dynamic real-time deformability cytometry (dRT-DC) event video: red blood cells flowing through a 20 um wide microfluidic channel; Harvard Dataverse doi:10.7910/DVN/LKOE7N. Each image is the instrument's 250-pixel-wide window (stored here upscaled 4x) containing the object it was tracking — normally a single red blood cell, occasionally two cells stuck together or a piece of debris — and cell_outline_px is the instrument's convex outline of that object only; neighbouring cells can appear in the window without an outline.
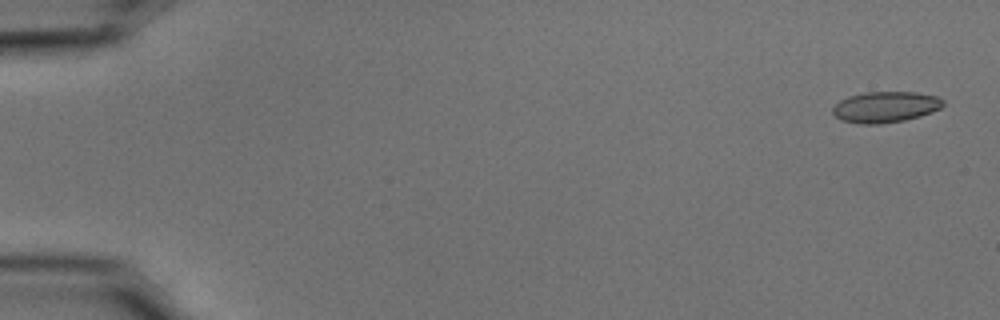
{"species": "common noctule bat (a hibernating species)", "species_latin": "Nyctalus noctula", "temperature_condition": "cold", "stored_images_in_passage": 54, "camera_frame_rate_fps": 3000, "um_per_image_px": 0.085, "animal": {"sex": "male", "body_mass_g": 15.6}, "frame": {"image": 1, "passage_image": 2, "time_ms": 0.333, "image_size_px": [1000, 320], "cell_outline_px": [[944, 104], [940, 108], [932, 112], [920, 116], [904, 120], [880, 124], [860, 124], [844, 120], [836, 116], [832, 112], [832, 108], [840, 100], [848, 96], [864, 92], [916, 92], [936, 96], [944, 100]], "centroid_in_image_um": [75.27, 9.09], "position_along_channel_um": 9.7, "area_um2": 19.88}}
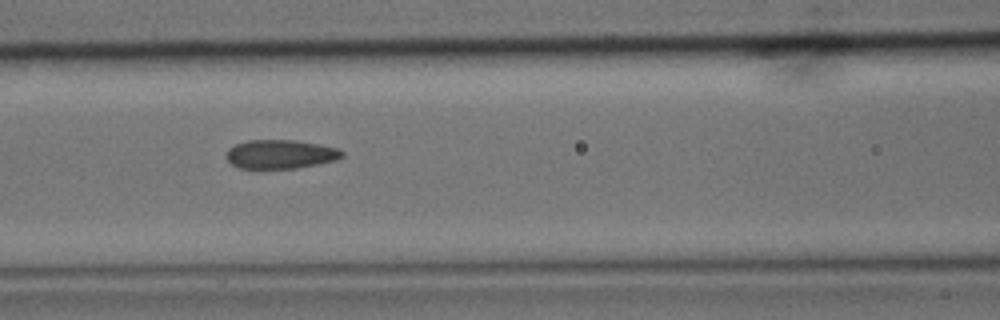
{"frame": {"image": 2, "passage_image": 24, "time_ms": 7.667, "image_size_px": [1000, 320], "cell_outline_px": [[344, 156], [336, 160], [296, 168], [240, 168], [232, 164], [224, 156], [228, 148], [236, 144], [248, 140], [296, 140], [320, 144], [336, 148], [344, 152]], "centroid_in_image_um": [23.82, 13.1], "position_along_channel_um": 142.8, "area_um2": 19.48}}
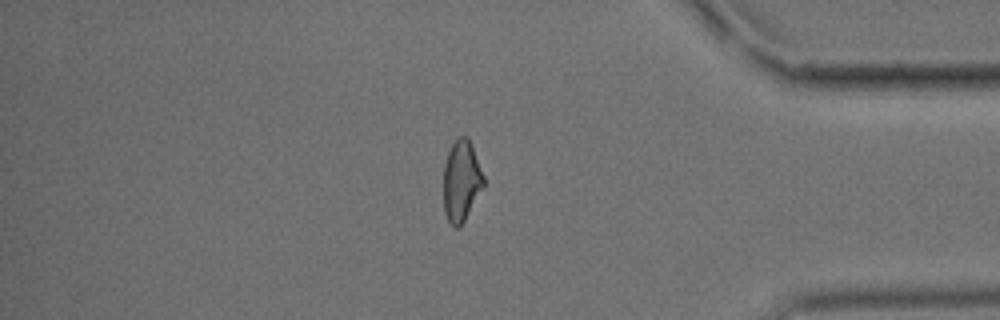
{"frame": {"image": 3, "passage_image": 46, "time_ms": 15.0, "image_size_px": [1000, 320], "cell_outline_px": [[484, 188], [460, 228], [456, 228], [448, 220], [444, 212], [444, 164], [448, 152], [452, 144], [460, 136], [468, 136], [472, 144], [484, 176]], "centroid_in_image_um": [39.23, 15.38], "position_along_channel_um": 396.0, "area_um2": 19.13}, "authors_computed_cell_mechanics": {"area_um2": 19.8832, "velocity_mm_per_s": 3.7792, "shape_relaxation_time_tau1_ms": null, "shape_relaxation_time_tau2_ms": 1.7878, "deformation_change_tau1": null, "deformation_change_tau2": 0.0795}}